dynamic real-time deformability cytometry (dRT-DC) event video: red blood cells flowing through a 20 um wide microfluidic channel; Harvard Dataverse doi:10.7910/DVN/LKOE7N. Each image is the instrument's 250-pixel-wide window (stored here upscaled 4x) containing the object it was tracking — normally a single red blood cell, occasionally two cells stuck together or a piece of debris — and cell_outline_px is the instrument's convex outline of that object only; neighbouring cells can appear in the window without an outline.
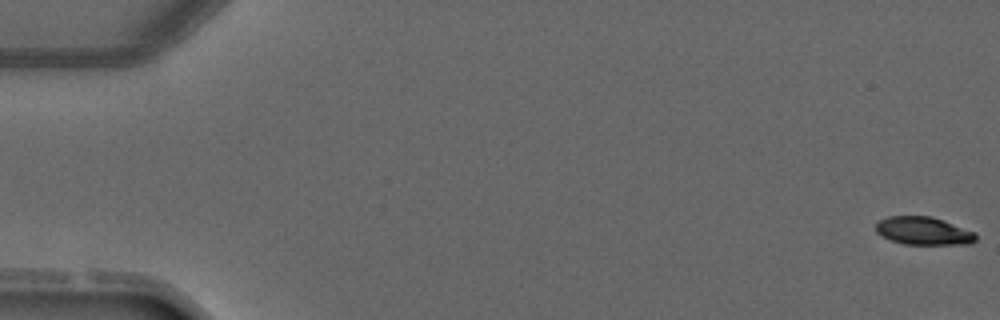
{"species": "common noctule bat (a hibernating species)", "species_latin": "Nyctalus noctula", "temperature_condition": "warm", "stored_images_in_passage": 5, "camera_frame_rate_fps": 3000, "um_per_image_px": 0.085, "animal": {"sex": "male", "forearm_length_mm": 52.5}, "frame": {"image": 1, "passage_image": 1, "time_ms": 0.0, "image_size_px": [1000, 320], "cell_outline_px": [[976, 240], [972, 244], [904, 244], [880, 236], [876, 232], [876, 224], [880, 220], [888, 216], [932, 216], [944, 220], [976, 232]], "centroid_in_image_um": [78.52, 19.62], "position_along_channel_um": 6.5, "area_um2": 16.42}}